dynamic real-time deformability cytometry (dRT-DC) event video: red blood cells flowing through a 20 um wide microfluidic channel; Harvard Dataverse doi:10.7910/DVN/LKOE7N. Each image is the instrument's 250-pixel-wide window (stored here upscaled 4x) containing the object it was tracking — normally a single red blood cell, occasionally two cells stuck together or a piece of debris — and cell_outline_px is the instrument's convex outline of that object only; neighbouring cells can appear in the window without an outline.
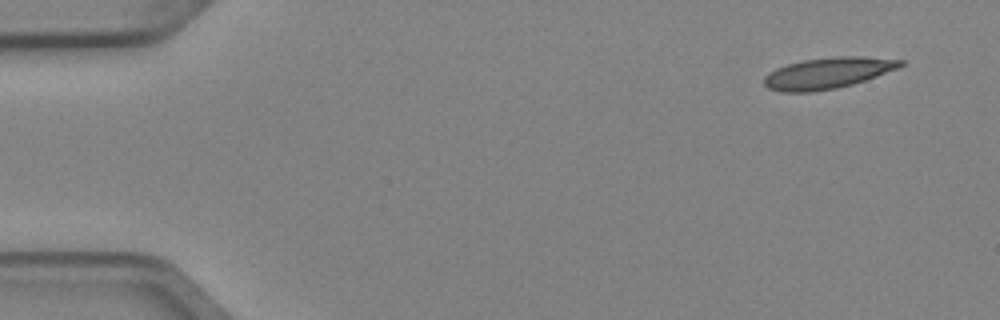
{"species": "Egyptian fruit bat (a non-hibernating species)", "species_latin": "Rousettus aegyptiacus", "temperature_condition": "cold", "stored_images_in_passage": 4, "camera_frame_rate_fps": 3000, "um_per_image_px": 0.085, "animal": {"sex": "female"}, "frame": {"image": 1, "passage_image": 1, "time_ms": 0.0, "image_size_px": [1000, 320], "cell_outline_px": [[904, 64], [896, 68], [876, 76], [852, 84], [836, 88], [812, 92], [780, 92], [768, 88], [764, 84], [764, 76], [768, 72], [776, 68], [788, 64], [804, 60], [836, 56], [864, 56], [904, 60]], "centroid_in_image_um": [70.32, 6.21], "position_along_channel_um": 14.7, "area_um2": 24.62}}
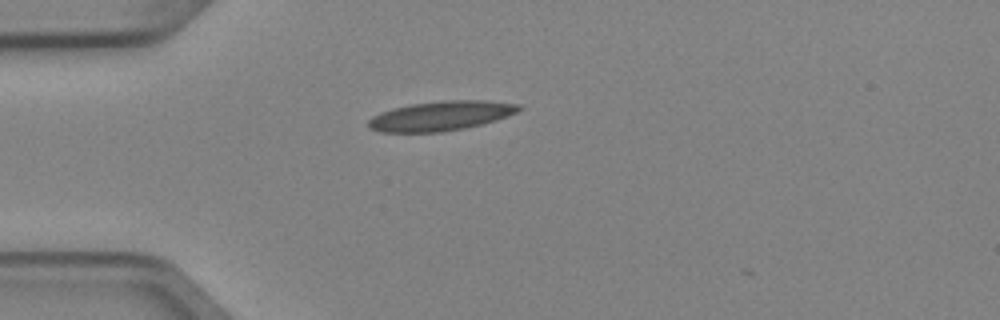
{"frame": {"image": 2, "passage_image": 4, "time_ms": 1.0, "image_size_px": [1000, 320], "cell_outline_px": [[524, 108], [508, 116], [496, 120], [464, 128], [440, 132], [380, 132], [368, 128], [368, 120], [372, 116], [380, 112], [392, 108], [412, 104], [440, 100], [484, 100], [520, 104]], "centroid_in_image_um": [37.46, 9.84], "position_along_channel_um": 47.5, "area_um2": 26.01}}